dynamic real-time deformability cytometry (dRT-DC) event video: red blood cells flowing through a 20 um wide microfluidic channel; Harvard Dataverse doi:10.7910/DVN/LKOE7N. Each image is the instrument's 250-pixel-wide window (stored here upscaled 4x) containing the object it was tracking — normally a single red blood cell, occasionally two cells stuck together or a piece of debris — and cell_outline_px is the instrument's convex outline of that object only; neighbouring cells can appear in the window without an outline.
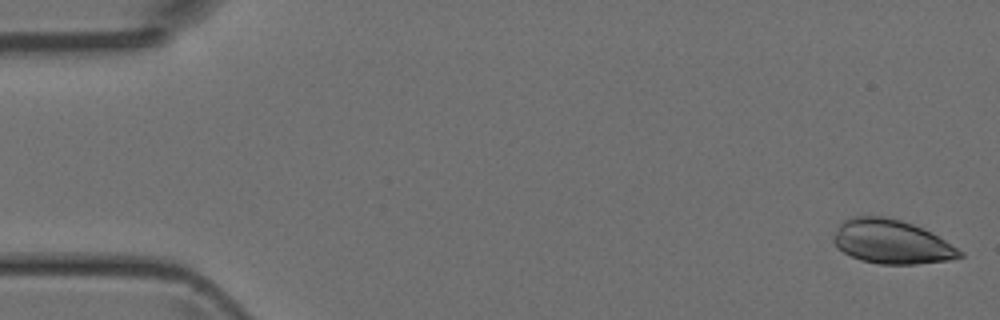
{"species": "Egyptian fruit bat (a non-hibernating species)", "species_latin": "Rousettus aegyptiacus", "temperature_condition": "room temperature", "stored_images_in_passage": 47, "camera_frame_rate_fps": 3000, "um_per_image_px": 0.085, "animal": {"sex": "female"}, "frame": {"image": 1, "passage_image": 1, "time_ms": 0.0, "image_size_px": [1000, 320], "cell_outline_px": [[964, 256], [948, 260], [916, 264], [880, 264], [860, 260], [844, 252], [832, 240], [840, 224], [844, 220], [856, 216], [884, 216], [900, 220], [912, 224], [944, 240], [964, 252]], "centroid_in_image_um": [75.78, 20.56], "position_along_channel_um": 9.2, "area_um2": 31.79}}
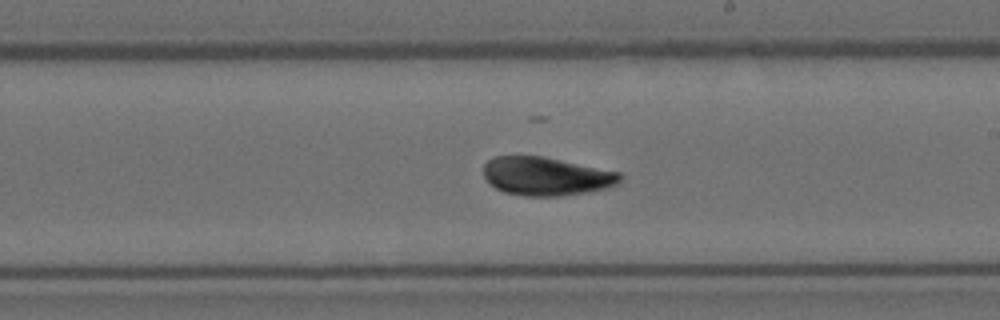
{"frame": {"image": 2, "passage_image": 27, "time_ms": 8.667, "image_size_px": [1000, 320], "cell_outline_px": [[624, 176], [620, 184], [608, 188], [560, 196], [524, 196], [504, 192], [496, 188], [484, 176], [484, 164], [488, 160], [496, 156], [544, 156], [620, 172]], "centroid_in_image_um": [46.48, 14.98], "position_along_channel_um": 242.5, "area_um2": 30.69}}
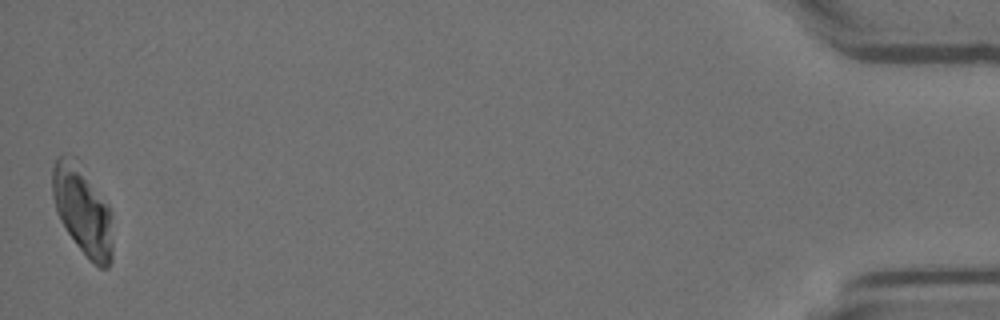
{"frame": {"image": 3, "passage_image": 47, "time_ms": 15.333, "image_size_px": [1000, 320], "cell_outline_px": [[112, 260], [108, 268], [100, 268], [76, 244], [60, 220], [56, 212], [52, 196], [52, 164], [56, 156], [64, 152], [68, 152], [76, 156], [80, 160], [108, 204], [112, 240]], "centroid_in_image_um": [6.98, 17.73], "position_along_channel_um": 428.2, "area_um2": 31.85}}